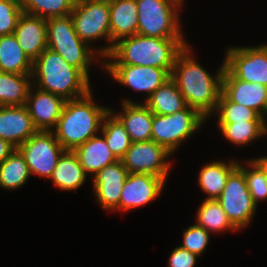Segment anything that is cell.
Returning <instances> with one entry per match:
<instances>
[{
    "label": "cell",
    "mask_w": 267,
    "mask_h": 267,
    "mask_svg": "<svg viewBox=\"0 0 267 267\" xmlns=\"http://www.w3.org/2000/svg\"><path fill=\"white\" fill-rule=\"evenodd\" d=\"M186 46L176 57L171 78L183 95L186 105L208 118L216 110L222 93V79L225 64L213 77L191 56Z\"/></svg>",
    "instance_id": "cell-1"
},
{
    "label": "cell",
    "mask_w": 267,
    "mask_h": 267,
    "mask_svg": "<svg viewBox=\"0 0 267 267\" xmlns=\"http://www.w3.org/2000/svg\"><path fill=\"white\" fill-rule=\"evenodd\" d=\"M187 46L184 38H159L135 34L117 41L102 65H139L172 73L177 55Z\"/></svg>",
    "instance_id": "cell-2"
},
{
    "label": "cell",
    "mask_w": 267,
    "mask_h": 267,
    "mask_svg": "<svg viewBox=\"0 0 267 267\" xmlns=\"http://www.w3.org/2000/svg\"><path fill=\"white\" fill-rule=\"evenodd\" d=\"M109 108L95 105L91 90L84 96L66 100L54 134L65 150L74 151L101 130Z\"/></svg>",
    "instance_id": "cell-3"
},
{
    "label": "cell",
    "mask_w": 267,
    "mask_h": 267,
    "mask_svg": "<svg viewBox=\"0 0 267 267\" xmlns=\"http://www.w3.org/2000/svg\"><path fill=\"white\" fill-rule=\"evenodd\" d=\"M32 78L36 79L34 87L61 96L65 100L82 97L91 90L89 79L49 48L33 62Z\"/></svg>",
    "instance_id": "cell-4"
},
{
    "label": "cell",
    "mask_w": 267,
    "mask_h": 267,
    "mask_svg": "<svg viewBox=\"0 0 267 267\" xmlns=\"http://www.w3.org/2000/svg\"><path fill=\"white\" fill-rule=\"evenodd\" d=\"M47 48L61 55L89 79V67L97 52L78 36L71 15L47 19Z\"/></svg>",
    "instance_id": "cell-5"
},
{
    "label": "cell",
    "mask_w": 267,
    "mask_h": 267,
    "mask_svg": "<svg viewBox=\"0 0 267 267\" xmlns=\"http://www.w3.org/2000/svg\"><path fill=\"white\" fill-rule=\"evenodd\" d=\"M137 34L159 38H183L179 24L180 6L169 0H136Z\"/></svg>",
    "instance_id": "cell-6"
},
{
    "label": "cell",
    "mask_w": 267,
    "mask_h": 267,
    "mask_svg": "<svg viewBox=\"0 0 267 267\" xmlns=\"http://www.w3.org/2000/svg\"><path fill=\"white\" fill-rule=\"evenodd\" d=\"M204 121L206 118L189 106L171 115L153 113L151 140L173 153Z\"/></svg>",
    "instance_id": "cell-7"
},
{
    "label": "cell",
    "mask_w": 267,
    "mask_h": 267,
    "mask_svg": "<svg viewBox=\"0 0 267 267\" xmlns=\"http://www.w3.org/2000/svg\"><path fill=\"white\" fill-rule=\"evenodd\" d=\"M216 200L237 230L248 225L254 217L257 205L248 190L244 172L238 166L230 173Z\"/></svg>",
    "instance_id": "cell-8"
},
{
    "label": "cell",
    "mask_w": 267,
    "mask_h": 267,
    "mask_svg": "<svg viewBox=\"0 0 267 267\" xmlns=\"http://www.w3.org/2000/svg\"><path fill=\"white\" fill-rule=\"evenodd\" d=\"M53 133L52 130L37 131L17 148L24 156L31 175L50 178L58 159L65 151Z\"/></svg>",
    "instance_id": "cell-9"
},
{
    "label": "cell",
    "mask_w": 267,
    "mask_h": 267,
    "mask_svg": "<svg viewBox=\"0 0 267 267\" xmlns=\"http://www.w3.org/2000/svg\"><path fill=\"white\" fill-rule=\"evenodd\" d=\"M225 68L237 79L267 86V45L230 47Z\"/></svg>",
    "instance_id": "cell-10"
},
{
    "label": "cell",
    "mask_w": 267,
    "mask_h": 267,
    "mask_svg": "<svg viewBox=\"0 0 267 267\" xmlns=\"http://www.w3.org/2000/svg\"><path fill=\"white\" fill-rule=\"evenodd\" d=\"M171 154L153 140L132 142L121 161L128 173L151 174L166 180L171 166L167 158Z\"/></svg>",
    "instance_id": "cell-11"
},
{
    "label": "cell",
    "mask_w": 267,
    "mask_h": 267,
    "mask_svg": "<svg viewBox=\"0 0 267 267\" xmlns=\"http://www.w3.org/2000/svg\"><path fill=\"white\" fill-rule=\"evenodd\" d=\"M70 15L76 33L85 43L100 38L111 43L109 0L75 4Z\"/></svg>",
    "instance_id": "cell-12"
},
{
    "label": "cell",
    "mask_w": 267,
    "mask_h": 267,
    "mask_svg": "<svg viewBox=\"0 0 267 267\" xmlns=\"http://www.w3.org/2000/svg\"><path fill=\"white\" fill-rule=\"evenodd\" d=\"M104 67L121 85L135 91L147 92L146 99L171 78L167 70L156 67L139 65H104Z\"/></svg>",
    "instance_id": "cell-13"
},
{
    "label": "cell",
    "mask_w": 267,
    "mask_h": 267,
    "mask_svg": "<svg viewBox=\"0 0 267 267\" xmlns=\"http://www.w3.org/2000/svg\"><path fill=\"white\" fill-rule=\"evenodd\" d=\"M165 181L151 174L129 173L122 188L119 209L129 211L153 201L161 193Z\"/></svg>",
    "instance_id": "cell-14"
},
{
    "label": "cell",
    "mask_w": 267,
    "mask_h": 267,
    "mask_svg": "<svg viewBox=\"0 0 267 267\" xmlns=\"http://www.w3.org/2000/svg\"><path fill=\"white\" fill-rule=\"evenodd\" d=\"M222 93L230 101L251 108L266 119L267 86L239 80L225 68L222 79Z\"/></svg>",
    "instance_id": "cell-15"
},
{
    "label": "cell",
    "mask_w": 267,
    "mask_h": 267,
    "mask_svg": "<svg viewBox=\"0 0 267 267\" xmlns=\"http://www.w3.org/2000/svg\"><path fill=\"white\" fill-rule=\"evenodd\" d=\"M111 44L97 51L106 58L113 45L122 38L137 34L138 8L136 0H109Z\"/></svg>",
    "instance_id": "cell-16"
},
{
    "label": "cell",
    "mask_w": 267,
    "mask_h": 267,
    "mask_svg": "<svg viewBox=\"0 0 267 267\" xmlns=\"http://www.w3.org/2000/svg\"><path fill=\"white\" fill-rule=\"evenodd\" d=\"M32 88L28 93L26 107L32 119L34 127L38 131H53L61 116L66 100L61 96L36 88L35 94Z\"/></svg>",
    "instance_id": "cell-17"
},
{
    "label": "cell",
    "mask_w": 267,
    "mask_h": 267,
    "mask_svg": "<svg viewBox=\"0 0 267 267\" xmlns=\"http://www.w3.org/2000/svg\"><path fill=\"white\" fill-rule=\"evenodd\" d=\"M128 174L122 161L118 160L94 175L93 190L105 210H119L122 188Z\"/></svg>",
    "instance_id": "cell-18"
},
{
    "label": "cell",
    "mask_w": 267,
    "mask_h": 267,
    "mask_svg": "<svg viewBox=\"0 0 267 267\" xmlns=\"http://www.w3.org/2000/svg\"><path fill=\"white\" fill-rule=\"evenodd\" d=\"M38 130L26 105L0 106V138L18 148Z\"/></svg>",
    "instance_id": "cell-19"
},
{
    "label": "cell",
    "mask_w": 267,
    "mask_h": 267,
    "mask_svg": "<svg viewBox=\"0 0 267 267\" xmlns=\"http://www.w3.org/2000/svg\"><path fill=\"white\" fill-rule=\"evenodd\" d=\"M14 35L24 53L34 62L47 48V19L23 13Z\"/></svg>",
    "instance_id": "cell-20"
},
{
    "label": "cell",
    "mask_w": 267,
    "mask_h": 267,
    "mask_svg": "<svg viewBox=\"0 0 267 267\" xmlns=\"http://www.w3.org/2000/svg\"><path fill=\"white\" fill-rule=\"evenodd\" d=\"M121 113L114 115L124 125L132 142L150 141L152 133L153 112L143 103L125 99L122 101Z\"/></svg>",
    "instance_id": "cell-21"
},
{
    "label": "cell",
    "mask_w": 267,
    "mask_h": 267,
    "mask_svg": "<svg viewBox=\"0 0 267 267\" xmlns=\"http://www.w3.org/2000/svg\"><path fill=\"white\" fill-rule=\"evenodd\" d=\"M74 152L77 154L80 164L86 173L94 176L105 166L118 161L113 152L106 144L105 138L94 136L77 147Z\"/></svg>",
    "instance_id": "cell-22"
},
{
    "label": "cell",
    "mask_w": 267,
    "mask_h": 267,
    "mask_svg": "<svg viewBox=\"0 0 267 267\" xmlns=\"http://www.w3.org/2000/svg\"><path fill=\"white\" fill-rule=\"evenodd\" d=\"M87 173L80 164L74 151L65 150L52 172L50 179L62 190H77L84 184Z\"/></svg>",
    "instance_id": "cell-23"
},
{
    "label": "cell",
    "mask_w": 267,
    "mask_h": 267,
    "mask_svg": "<svg viewBox=\"0 0 267 267\" xmlns=\"http://www.w3.org/2000/svg\"><path fill=\"white\" fill-rule=\"evenodd\" d=\"M0 72H33V61L24 53L14 34L0 36Z\"/></svg>",
    "instance_id": "cell-24"
},
{
    "label": "cell",
    "mask_w": 267,
    "mask_h": 267,
    "mask_svg": "<svg viewBox=\"0 0 267 267\" xmlns=\"http://www.w3.org/2000/svg\"><path fill=\"white\" fill-rule=\"evenodd\" d=\"M30 81L32 74L0 72V106L26 105Z\"/></svg>",
    "instance_id": "cell-25"
},
{
    "label": "cell",
    "mask_w": 267,
    "mask_h": 267,
    "mask_svg": "<svg viewBox=\"0 0 267 267\" xmlns=\"http://www.w3.org/2000/svg\"><path fill=\"white\" fill-rule=\"evenodd\" d=\"M144 104L154 114L158 115H171L187 106L183 95L172 78L153 92Z\"/></svg>",
    "instance_id": "cell-26"
},
{
    "label": "cell",
    "mask_w": 267,
    "mask_h": 267,
    "mask_svg": "<svg viewBox=\"0 0 267 267\" xmlns=\"http://www.w3.org/2000/svg\"><path fill=\"white\" fill-rule=\"evenodd\" d=\"M238 162V163H237ZM239 161H231L228 164L222 161L206 164L199 174V185L208 197L216 200L226 185L230 173L238 166Z\"/></svg>",
    "instance_id": "cell-27"
},
{
    "label": "cell",
    "mask_w": 267,
    "mask_h": 267,
    "mask_svg": "<svg viewBox=\"0 0 267 267\" xmlns=\"http://www.w3.org/2000/svg\"><path fill=\"white\" fill-rule=\"evenodd\" d=\"M102 136L106 144L118 160H121L131 146L129 133L111 109L104 116L101 126Z\"/></svg>",
    "instance_id": "cell-28"
},
{
    "label": "cell",
    "mask_w": 267,
    "mask_h": 267,
    "mask_svg": "<svg viewBox=\"0 0 267 267\" xmlns=\"http://www.w3.org/2000/svg\"><path fill=\"white\" fill-rule=\"evenodd\" d=\"M30 176L29 166L17 148L0 164V187L4 189L20 188Z\"/></svg>",
    "instance_id": "cell-29"
},
{
    "label": "cell",
    "mask_w": 267,
    "mask_h": 267,
    "mask_svg": "<svg viewBox=\"0 0 267 267\" xmlns=\"http://www.w3.org/2000/svg\"><path fill=\"white\" fill-rule=\"evenodd\" d=\"M197 211V225L208 232L237 231L217 200L205 199Z\"/></svg>",
    "instance_id": "cell-30"
},
{
    "label": "cell",
    "mask_w": 267,
    "mask_h": 267,
    "mask_svg": "<svg viewBox=\"0 0 267 267\" xmlns=\"http://www.w3.org/2000/svg\"><path fill=\"white\" fill-rule=\"evenodd\" d=\"M265 121L218 123L223 136L237 145H246L264 136Z\"/></svg>",
    "instance_id": "cell-31"
},
{
    "label": "cell",
    "mask_w": 267,
    "mask_h": 267,
    "mask_svg": "<svg viewBox=\"0 0 267 267\" xmlns=\"http://www.w3.org/2000/svg\"><path fill=\"white\" fill-rule=\"evenodd\" d=\"M23 13L49 19L70 15L75 3L73 0H20Z\"/></svg>",
    "instance_id": "cell-32"
},
{
    "label": "cell",
    "mask_w": 267,
    "mask_h": 267,
    "mask_svg": "<svg viewBox=\"0 0 267 267\" xmlns=\"http://www.w3.org/2000/svg\"><path fill=\"white\" fill-rule=\"evenodd\" d=\"M247 164L252 169H246L240 163L238 167L244 172L253 202L258 205V201L267 199V162L258 158L249 160Z\"/></svg>",
    "instance_id": "cell-33"
},
{
    "label": "cell",
    "mask_w": 267,
    "mask_h": 267,
    "mask_svg": "<svg viewBox=\"0 0 267 267\" xmlns=\"http://www.w3.org/2000/svg\"><path fill=\"white\" fill-rule=\"evenodd\" d=\"M216 112L219 115L218 123L265 121L255 110L230 101L223 93L220 95Z\"/></svg>",
    "instance_id": "cell-34"
},
{
    "label": "cell",
    "mask_w": 267,
    "mask_h": 267,
    "mask_svg": "<svg viewBox=\"0 0 267 267\" xmlns=\"http://www.w3.org/2000/svg\"><path fill=\"white\" fill-rule=\"evenodd\" d=\"M22 14L20 0H0V36L14 34Z\"/></svg>",
    "instance_id": "cell-35"
},
{
    "label": "cell",
    "mask_w": 267,
    "mask_h": 267,
    "mask_svg": "<svg viewBox=\"0 0 267 267\" xmlns=\"http://www.w3.org/2000/svg\"><path fill=\"white\" fill-rule=\"evenodd\" d=\"M210 232L206 231L203 227L192 225L183 233V244L180 247L200 256L204 253L208 242L210 241Z\"/></svg>",
    "instance_id": "cell-36"
},
{
    "label": "cell",
    "mask_w": 267,
    "mask_h": 267,
    "mask_svg": "<svg viewBox=\"0 0 267 267\" xmlns=\"http://www.w3.org/2000/svg\"><path fill=\"white\" fill-rule=\"evenodd\" d=\"M198 255L184 249L180 246L176 247L169 257V267H194Z\"/></svg>",
    "instance_id": "cell-37"
},
{
    "label": "cell",
    "mask_w": 267,
    "mask_h": 267,
    "mask_svg": "<svg viewBox=\"0 0 267 267\" xmlns=\"http://www.w3.org/2000/svg\"><path fill=\"white\" fill-rule=\"evenodd\" d=\"M16 147H14L10 142L0 138V164L10 156Z\"/></svg>",
    "instance_id": "cell-38"
},
{
    "label": "cell",
    "mask_w": 267,
    "mask_h": 267,
    "mask_svg": "<svg viewBox=\"0 0 267 267\" xmlns=\"http://www.w3.org/2000/svg\"><path fill=\"white\" fill-rule=\"evenodd\" d=\"M267 119L265 120V125H264V135L267 134V123H266ZM261 160L267 162V156L266 157H261Z\"/></svg>",
    "instance_id": "cell-39"
},
{
    "label": "cell",
    "mask_w": 267,
    "mask_h": 267,
    "mask_svg": "<svg viewBox=\"0 0 267 267\" xmlns=\"http://www.w3.org/2000/svg\"><path fill=\"white\" fill-rule=\"evenodd\" d=\"M75 4H79L82 2H93V1H104V0H73Z\"/></svg>",
    "instance_id": "cell-40"
},
{
    "label": "cell",
    "mask_w": 267,
    "mask_h": 267,
    "mask_svg": "<svg viewBox=\"0 0 267 267\" xmlns=\"http://www.w3.org/2000/svg\"><path fill=\"white\" fill-rule=\"evenodd\" d=\"M169 1L175 3L178 6L182 5V2H183L182 0H169Z\"/></svg>",
    "instance_id": "cell-41"
}]
</instances>
